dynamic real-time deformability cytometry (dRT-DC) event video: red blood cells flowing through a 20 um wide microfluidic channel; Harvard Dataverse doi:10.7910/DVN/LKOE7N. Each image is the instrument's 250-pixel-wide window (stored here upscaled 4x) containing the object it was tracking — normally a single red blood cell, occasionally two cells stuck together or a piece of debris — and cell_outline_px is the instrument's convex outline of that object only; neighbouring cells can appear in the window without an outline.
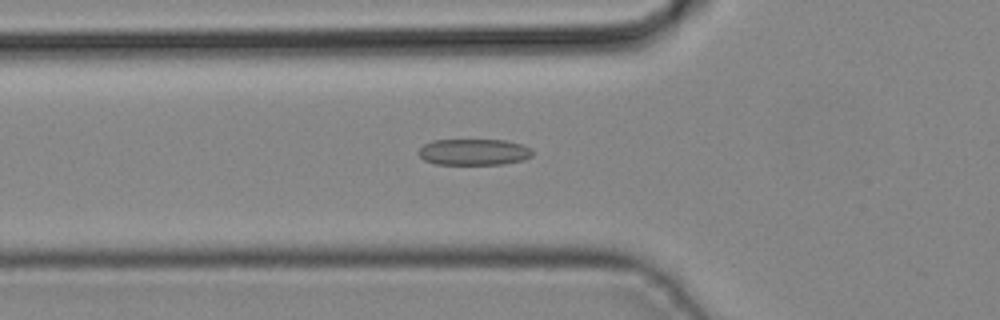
{"species": "common noctule bat (a hibernating species)", "species_latin": "Nyctalus noctula", "temperature_condition": "cold", "stored_images_in_passage": 29, "camera_frame_rate_fps": 3000, "um_per_image_px": 0.085, "animal": {"sex": "male", "body_mass_g": 19.2, "forearm_length_mm": 51.8}, "frame": {"image": 1, "passage_image": 3, "time_ms": 0.667, "image_size_px": [1000, 320], "cell_outline_px": [[532, 156], [524, 160], [504, 164], [436, 164], [424, 160], [416, 152], [424, 144], [432, 140], [504, 140], [520, 144], [532, 148]], "centroid_in_image_um": [40.27, 12.92], "position_along_channel_um": 85.5, "area_um2": 17.51}}
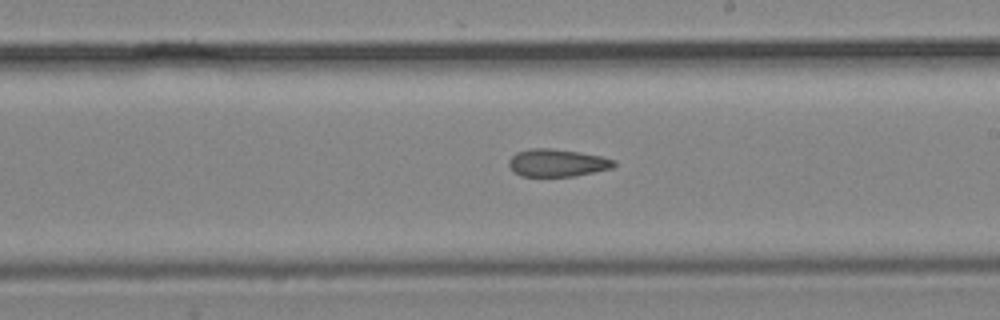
{"frame": {"image": 2, "passage_image": 13, "time_ms": 4.0, "image_size_px": [1000, 320], "cell_outline_px": [[616, 164], [612, 168], [572, 176], [520, 176], [508, 164], [508, 160], [516, 152], [532, 148], [552, 148], [580, 152], [600, 156], [616, 160]], "centroid_in_image_um": [47.36, 13.83], "position_along_channel_um": 241.6, "area_um2": 16.76}}
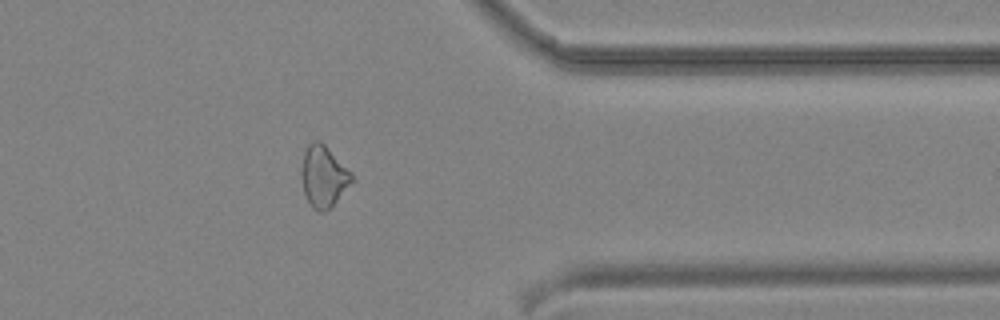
{"frame": {"image": 3, "passage_image": 23, "time_ms": 7.333, "image_size_px": [1000, 320], "cell_outline_px": [[356, 180], [328, 208], [320, 212], [312, 208], [304, 192], [304, 152], [308, 144], [312, 140], [320, 140], [352, 172]], "centroid_in_image_um": [27.57, 14.97], "position_along_channel_um": 383.8, "area_um2": 17.46}}